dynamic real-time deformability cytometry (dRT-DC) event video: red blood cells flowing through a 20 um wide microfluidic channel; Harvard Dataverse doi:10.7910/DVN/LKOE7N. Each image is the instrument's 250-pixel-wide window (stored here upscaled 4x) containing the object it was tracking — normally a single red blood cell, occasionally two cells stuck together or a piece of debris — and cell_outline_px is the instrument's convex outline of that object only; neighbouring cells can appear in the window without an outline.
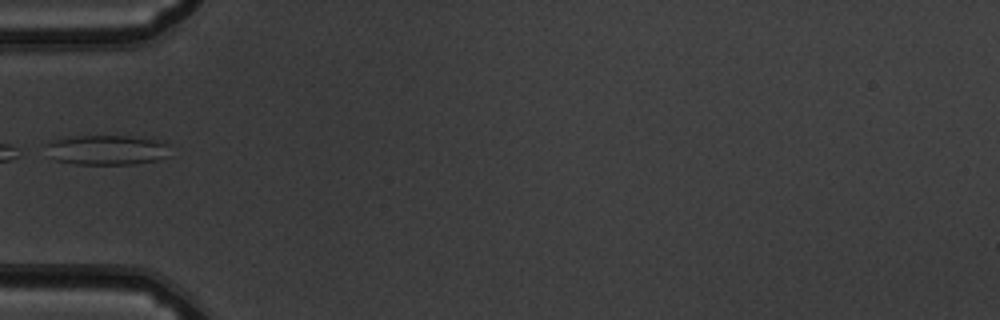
{"species": "common noctule bat (a hibernating species)", "species_latin": "Nyctalus noctula", "temperature_condition": "warm", "stored_images_in_passage": 34, "camera_frame_rate_fps": 3000, "um_per_image_px": 0.085, "animal": {"sex": "male", "body_mass_g": 19.5, "forearm_length_mm": 54.6}, "frame": {"image": 1, "passage_image": 1, "time_ms": 0.0, "image_size_px": [1000, 320], "cell_outline_px": [[168, 144], [164, 156], [156, 160], [136, 164], [76, 164], [56, 160], [44, 144], [52, 140], [76, 136], [128, 136], [164, 140]], "centroid_in_image_um": [9.08, 12.73], "position_along_channel_um": 75.9, "area_um2": 21.33}}
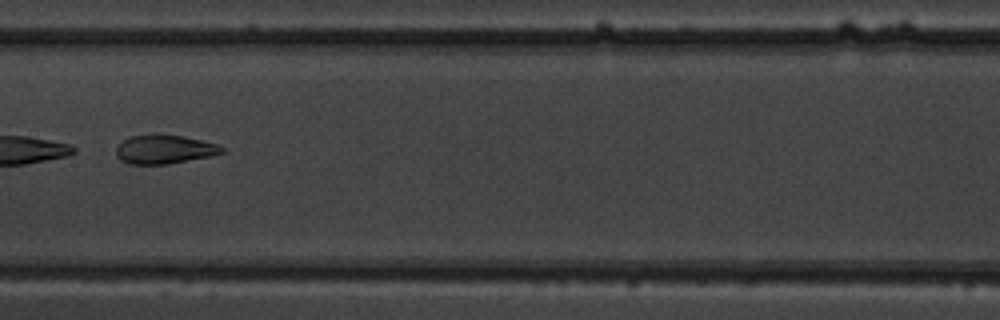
{"frame": {"image": 2, "passage_image": 10, "time_ms": 3.0, "image_size_px": [1000, 320], "cell_outline_px": [[224, 152], [212, 156], [168, 164], [128, 164], [120, 160], [116, 156], [116, 148], [128, 136], [184, 136], [216, 144], [224, 148]], "centroid_in_image_um": [13.97, 12.73], "position_along_channel_um": 193.4, "area_um2": 17.4}}